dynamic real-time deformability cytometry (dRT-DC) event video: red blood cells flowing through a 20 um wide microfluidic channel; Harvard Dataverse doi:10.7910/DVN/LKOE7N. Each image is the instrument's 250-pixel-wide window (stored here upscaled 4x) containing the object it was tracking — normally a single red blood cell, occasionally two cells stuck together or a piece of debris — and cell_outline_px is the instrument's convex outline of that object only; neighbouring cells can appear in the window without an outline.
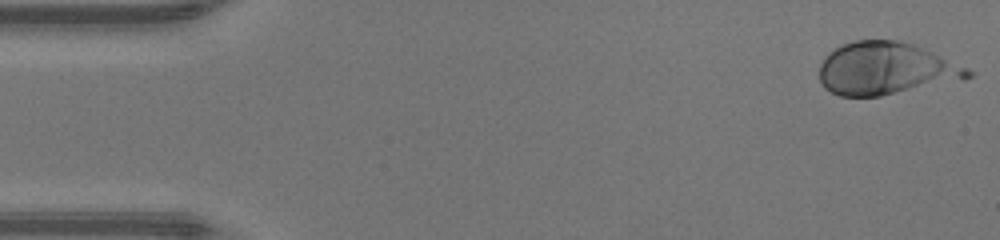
{"species": "human", "species_latin": "Homo sapiens", "temperature_condition": "warm", "stored_images_in_passage": 47, "camera_frame_rate_fps": 3000, "um_per_image_px": 0.085, "donor": {"sex": "male"}, "frame": {"image": 1, "passage_image": 1, "time_ms": 0.0, "image_size_px": [1000, 240], "cell_outline_px": [[972, 76], [880, 96], [840, 96], [824, 88], [820, 80], [820, 64], [824, 56], [828, 52], [844, 44], [856, 40], [896, 40], [912, 44], [968, 68], [972, 72]], "centroid_in_image_um": [75.19, 5.82], "position_along_channel_um": 9.8, "area_um2": 44.39}}
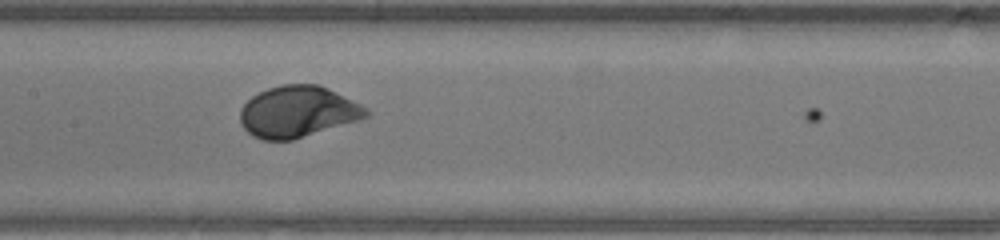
{"frame": {"image": 2, "passage_image": 22, "time_ms": 7.0, "image_size_px": [1000, 240], "cell_outline_px": [[372, 112], [368, 116], [360, 120], [292, 140], [264, 140], [252, 136], [240, 124], [240, 108], [252, 96], [268, 88], [280, 84], [320, 84], [368, 108]], "centroid_in_image_um": [25.32, 9.49], "position_along_channel_um": 182.1, "area_um2": 37.86}}
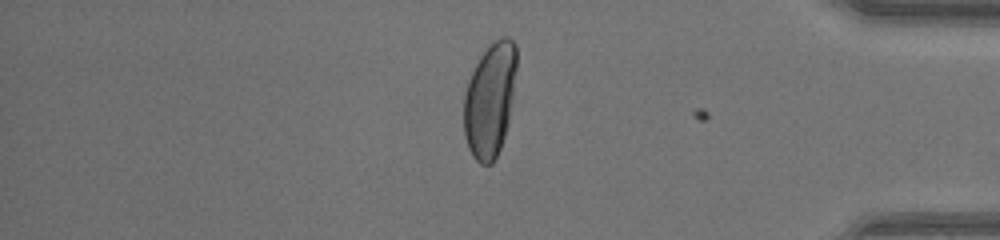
{"frame": {"image": 3, "passage_image": 39, "time_ms": 12.667, "image_size_px": [1000, 240], "cell_outline_px": [[516, 68], [512, 100], [508, 124], [500, 148], [492, 164], [480, 164], [472, 156], [468, 148], [464, 136], [464, 96], [468, 80], [480, 56], [496, 40], [504, 36], [508, 36], [516, 44]], "centroid_in_image_um": [41.64, 8.51], "position_along_channel_um": 393.6, "area_um2": 34.97}, "authors_computed_cell_mechanics": {"area_um2": 37.7434, "velocity_mm_per_s": 4.2915, "shape_relaxation_time_tau1_ms": 1.9199, "shape_relaxation_time_tau2_ms": null, "deformation_change_tau1": 0.1489, "deformation_change_tau2": null}}